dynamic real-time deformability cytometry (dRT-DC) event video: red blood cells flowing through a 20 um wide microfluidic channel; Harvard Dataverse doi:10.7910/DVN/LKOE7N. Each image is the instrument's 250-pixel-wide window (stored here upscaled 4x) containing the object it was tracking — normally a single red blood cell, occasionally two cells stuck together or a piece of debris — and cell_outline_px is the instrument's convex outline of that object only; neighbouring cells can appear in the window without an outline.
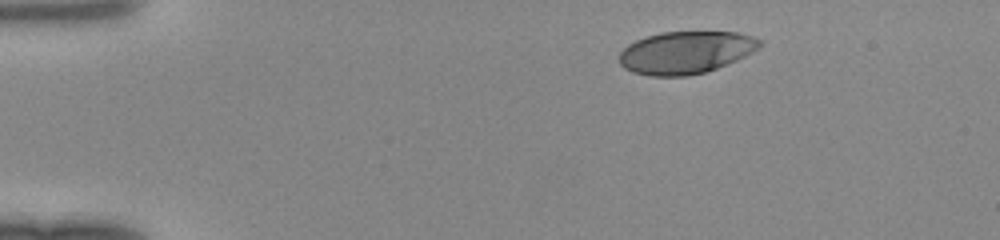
{"species": "human", "species_latin": "Homo sapiens", "temperature_condition": "room temperature", "stored_images_in_passage": 41, "camera_frame_rate_fps": 3000, "um_per_image_px": 0.085, "donor": {"sex": "female"}, "frame": {"image": 1, "passage_image": 1, "time_ms": 0.0, "image_size_px": [1000, 240], "cell_outline_px": [[764, 44], [752, 52], [736, 60], [716, 68], [704, 72], [688, 76], [648, 76], [632, 72], [624, 68], [620, 64], [620, 52], [628, 44], [636, 40], [660, 32], [740, 32], [764, 40]], "centroid_in_image_um": [58.3, 4.45], "position_along_channel_um": 26.7, "area_um2": 34.8}}
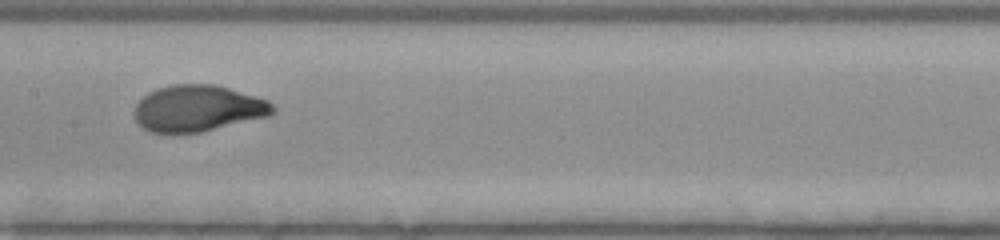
{"frame": {"image": 2, "passage_image": 18, "time_ms": 5.667, "image_size_px": [1000, 240], "cell_outline_px": [[276, 112], [268, 116], [200, 132], [152, 132], [144, 128], [136, 120], [136, 104], [148, 92], [172, 84], [216, 84], [268, 100], [276, 108]], "centroid_in_image_um": [16.86, 9.19], "position_along_channel_um": 190.5, "area_um2": 36.93}}
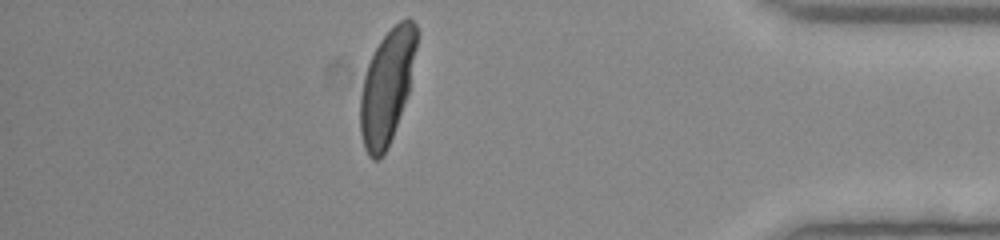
{"frame": {"image": 3, "passage_image": 35, "time_ms": 11.333, "image_size_px": [1000, 240], "cell_outline_px": [[420, 36], [408, 92], [388, 148], [384, 156], [380, 160], [372, 160], [368, 156], [364, 148], [360, 132], [360, 96], [364, 76], [368, 64], [380, 40], [400, 20], [408, 16], [416, 24], [420, 32]], "centroid_in_image_um": [32.91, 7.35], "position_along_channel_um": 402.3, "area_um2": 37.74}}